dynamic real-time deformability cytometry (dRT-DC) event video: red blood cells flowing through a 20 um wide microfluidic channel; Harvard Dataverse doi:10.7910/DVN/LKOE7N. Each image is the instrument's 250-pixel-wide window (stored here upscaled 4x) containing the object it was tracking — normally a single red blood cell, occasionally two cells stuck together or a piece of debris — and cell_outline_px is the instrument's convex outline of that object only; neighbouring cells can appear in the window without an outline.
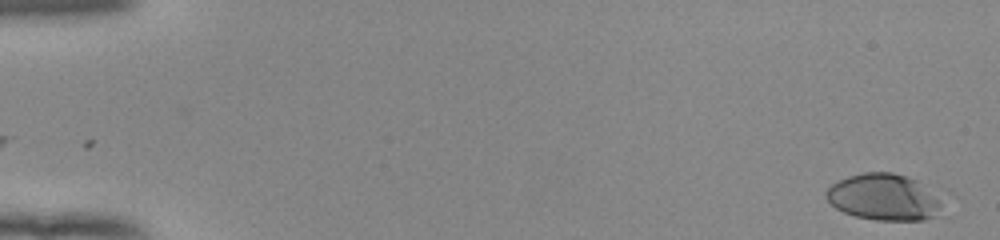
{"species": "human", "species_latin": "Homo sapiens", "temperature_condition": "room temperature", "stored_images_in_passage": 53, "camera_frame_rate_fps": 3000, "um_per_image_px": 0.085, "donor": {"sex": "female"}, "frame": {"image": 1, "passage_image": 1, "time_ms": 0.0, "image_size_px": [1000, 240], "cell_outline_px": [[956, 196], [936, 216], [924, 220], [876, 220], [856, 216], [844, 212], [836, 208], [824, 196], [824, 192], [832, 184], [848, 176], [864, 172], [892, 172], [948, 188]], "centroid_in_image_um": [75.5, 16.73], "position_along_channel_um": 9.5, "area_um2": 34.16}}
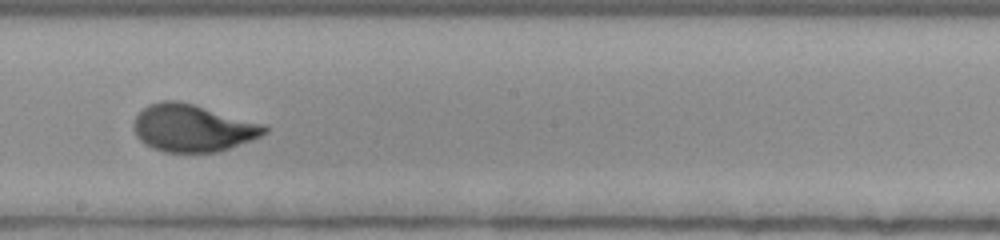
{"frame": {"image": 2, "passage_image": 31, "time_ms": 10.0, "image_size_px": [1000, 240], "cell_outline_px": [[268, 132], [252, 140], [216, 152], [164, 152], [152, 148], [144, 144], [136, 136], [132, 124], [136, 116], [148, 104], [160, 100], [176, 100], [192, 104], [268, 124]], "centroid_in_image_um": [16.38, 10.88], "position_along_channel_um": 231.8, "area_um2": 36.3}}
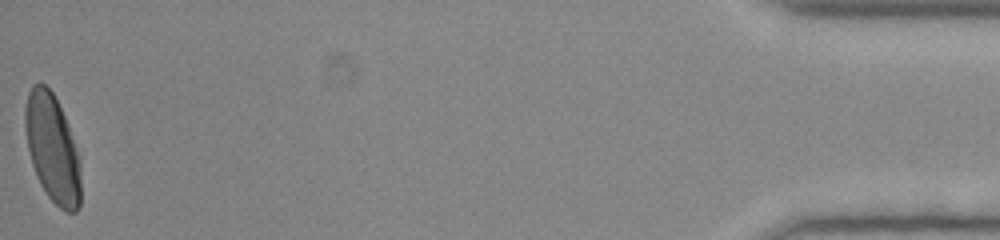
{"frame": {"image": 3, "passage_image": 53, "time_ms": 17.333, "image_size_px": [1000, 240], "cell_outline_px": [[80, 208], [76, 212], [64, 212], [48, 196], [40, 184], [36, 176], [32, 164], [28, 148], [24, 124], [24, 108], [28, 92], [32, 84], [44, 84], [52, 92], [64, 116], [80, 156]], "centroid_in_image_um": [4.45, 12.64], "position_along_channel_um": 430.7, "area_um2": 35.03}, "authors_computed_cell_mechanics": {"area_um2": 35.0268, "velocity_mm_per_s": 3.9216, "shape_relaxation_time_tau1_ms": 4.5324, "shape_relaxation_time_tau2_ms": null, "deformation_change_tau1": 0.2003, "deformation_change_tau2": null}}